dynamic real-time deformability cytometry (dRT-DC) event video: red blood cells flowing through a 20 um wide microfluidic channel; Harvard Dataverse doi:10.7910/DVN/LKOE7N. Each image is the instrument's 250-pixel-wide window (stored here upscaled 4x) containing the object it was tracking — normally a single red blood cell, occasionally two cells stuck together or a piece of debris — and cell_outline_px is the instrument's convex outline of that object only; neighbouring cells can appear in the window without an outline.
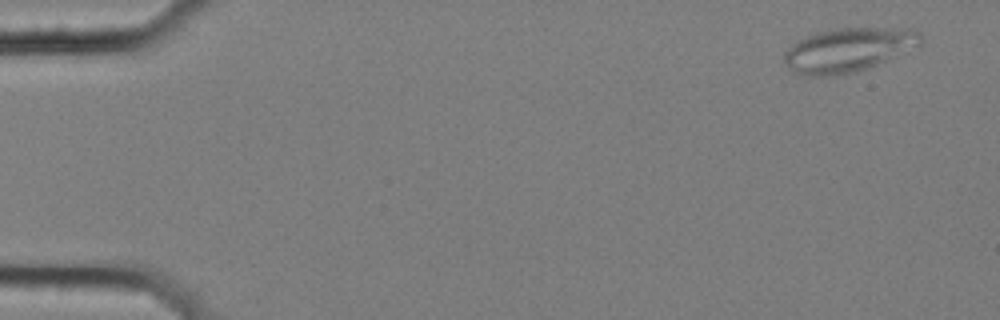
{"species": "common noctule bat (a hibernating species)", "species_latin": "Nyctalus noctula", "temperature_condition": "cold", "stored_images_in_passage": 5, "camera_frame_rate_fps": 3000, "um_per_image_px": 0.085, "animal": {"sex": "female", "body_mass_g": 25.1}, "frame": {"image": 1, "passage_image": 1, "time_ms": 0.0, "image_size_px": [1000, 320], "cell_outline_px": [[924, 40], [920, 44], [876, 64], [856, 72], [832, 76], [808, 76], [792, 72], [784, 60], [784, 52], [792, 44], [816, 32], [836, 28], [908, 28], [920, 32]], "centroid_in_image_um": [72.08, 4.23], "position_along_channel_um": 12.9, "area_um2": 34.68}}